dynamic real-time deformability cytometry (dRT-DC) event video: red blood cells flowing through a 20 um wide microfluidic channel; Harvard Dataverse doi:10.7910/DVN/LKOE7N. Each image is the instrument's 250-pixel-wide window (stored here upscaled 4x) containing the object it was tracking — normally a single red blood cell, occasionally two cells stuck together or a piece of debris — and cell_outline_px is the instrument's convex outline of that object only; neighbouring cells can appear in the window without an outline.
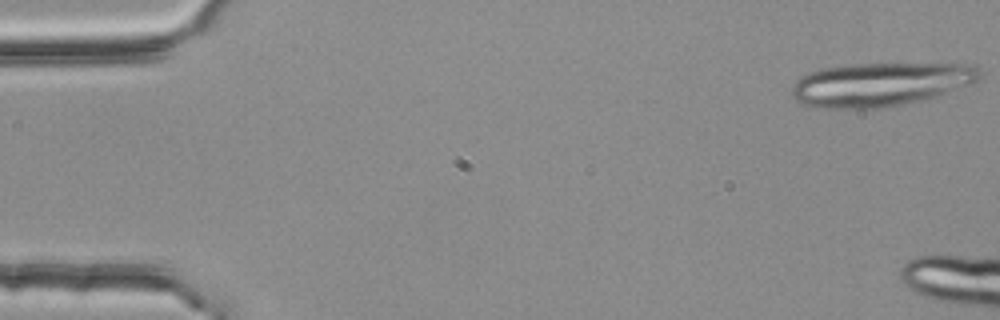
{"species": "common noctule bat (a hibernating species)", "species_latin": "Nyctalus noctula", "temperature_condition": "room temperature", "stored_images_in_passage": 9, "camera_frame_rate_fps": 3000, "um_per_image_px": 0.085, "animal": {"sex": "female", "body_mass_g": 25.1}, "frame": {"image": 1, "passage_image": 1, "time_ms": 0.0, "image_size_px": [1000, 320], "cell_outline_px": [[980, 80], [920, 100], [888, 108], [816, 108], [800, 104], [792, 96], [792, 84], [800, 76], [808, 72], [820, 68], [852, 64], [976, 64], [980, 68]], "centroid_in_image_um": [74.75, 7.16], "position_along_channel_um": 10.2, "area_um2": 47.8}}